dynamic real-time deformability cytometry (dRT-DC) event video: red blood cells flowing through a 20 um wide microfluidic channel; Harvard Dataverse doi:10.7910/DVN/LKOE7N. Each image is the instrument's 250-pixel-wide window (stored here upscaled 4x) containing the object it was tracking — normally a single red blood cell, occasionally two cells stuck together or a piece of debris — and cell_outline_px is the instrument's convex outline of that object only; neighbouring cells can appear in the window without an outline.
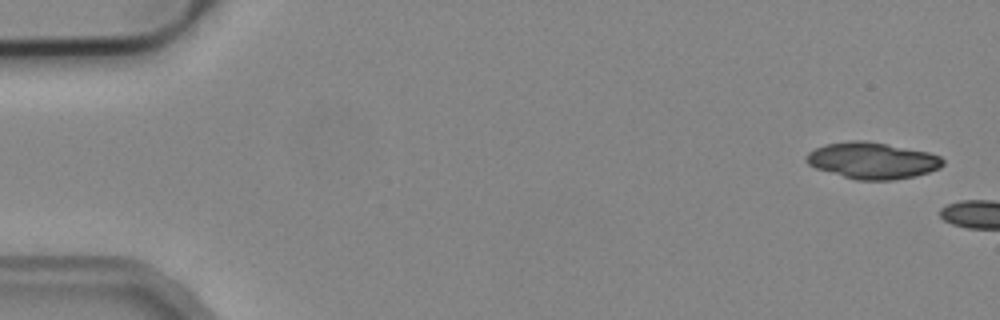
{"species": "common noctule bat (a hibernating species)", "species_latin": "Nyctalus noctula", "temperature_condition": "cold", "stored_images_in_passage": 2, "camera_frame_rate_fps": 3000, "um_per_image_px": 0.085, "animal": {"sex": "male", "body_mass_g": 19.2, "forearm_length_mm": 51.8}, "frame": {"image": 1, "passage_image": 1, "time_ms": 0.0, "image_size_px": [1000, 320], "cell_outline_px": [[944, 164], [940, 168], [928, 172], [912, 176], [892, 180], [856, 180], [816, 168], [808, 164], [804, 160], [808, 152], [824, 144], [852, 140], [864, 140], [888, 144], [928, 152], [940, 156], [944, 160]], "centroid_in_image_um": [74.14, 13.64], "position_along_channel_um": 10.9, "area_um2": 28.96}}